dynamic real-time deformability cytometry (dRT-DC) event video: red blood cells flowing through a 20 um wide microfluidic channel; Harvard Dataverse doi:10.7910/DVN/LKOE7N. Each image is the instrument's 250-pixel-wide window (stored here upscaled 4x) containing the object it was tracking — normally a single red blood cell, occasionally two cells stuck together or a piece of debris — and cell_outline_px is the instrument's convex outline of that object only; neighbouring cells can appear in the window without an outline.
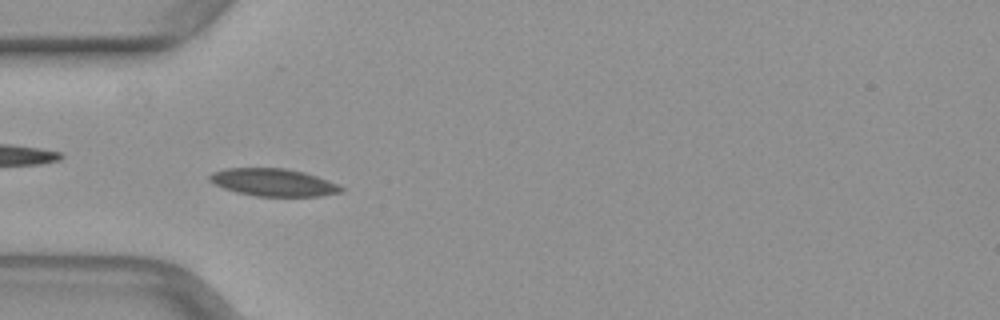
{"species": "common noctule bat (a hibernating species)", "species_latin": "Nyctalus noctula", "temperature_condition": "warm", "stored_images_in_passage": 35, "camera_frame_rate_fps": 3000, "um_per_image_px": 0.085, "animal": {"sex": "female", "body_mass_g": 29.2, "forearm_length_mm": 56.3}, "frame": {"image": 1, "passage_image": 1, "time_ms": 0.0, "image_size_px": [1000, 320], "cell_outline_px": [[344, 192], [320, 196], [256, 196], [236, 192], [224, 188], [208, 180], [208, 176], [212, 172], [224, 168], [288, 168], [304, 172], [328, 180], [344, 188]], "centroid_in_image_um": [23.23, 15.5], "position_along_channel_um": 61.8, "area_um2": 21.15}}
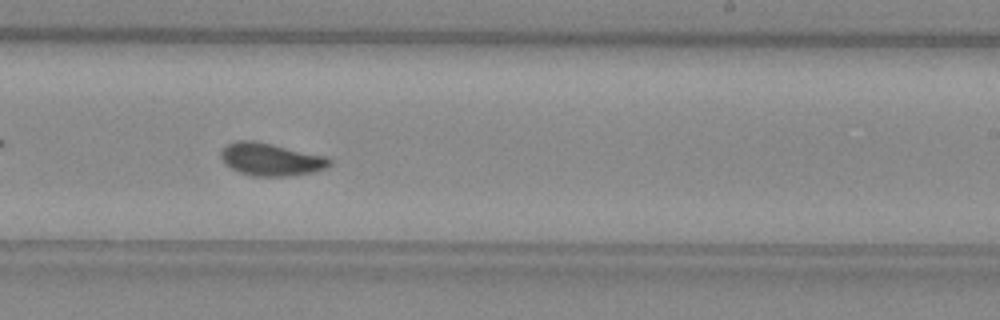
{"frame": {"image": 2, "passage_image": 16, "time_ms": 5.0, "image_size_px": [1000, 320], "cell_outline_px": [[332, 164], [324, 168], [312, 172], [288, 176], [252, 176], [240, 172], [232, 168], [220, 156], [220, 152], [228, 144], [236, 140], [256, 140], [328, 156], [332, 160]], "centroid_in_image_um": [23.07, 13.53], "position_along_channel_um": 265.9, "area_um2": 20.69}}
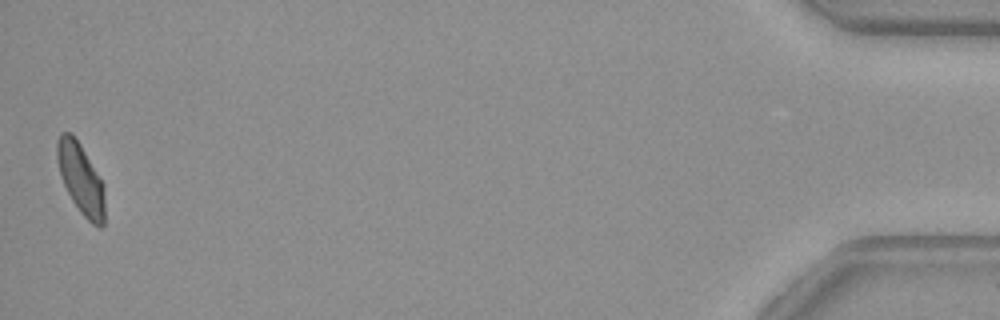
{"frame": {"image": 3, "passage_image": 35, "time_ms": 11.333, "image_size_px": [1000, 320], "cell_outline_px": [[104, 224], [100, 228], [92, 224], [80, 212], [72, 200], [60, 176], [56, 160], [56, 140], [60, 132], [72, 132], [80, 144], [104, 184]], "centroid_in_image_um": [6.84, 15.17], "position_along_channel_um": 428.4, "area_um2": 19.77}}